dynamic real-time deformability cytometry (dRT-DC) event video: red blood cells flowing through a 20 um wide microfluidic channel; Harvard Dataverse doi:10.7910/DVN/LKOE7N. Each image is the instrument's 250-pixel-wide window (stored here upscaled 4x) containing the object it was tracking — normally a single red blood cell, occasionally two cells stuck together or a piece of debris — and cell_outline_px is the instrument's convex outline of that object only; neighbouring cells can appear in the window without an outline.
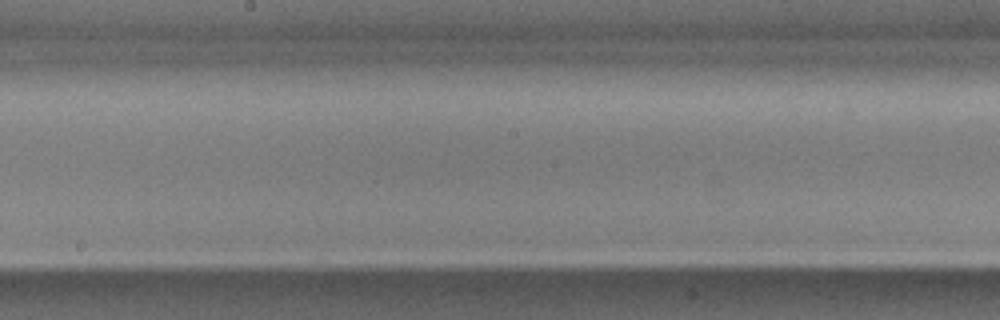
{"species": "common noctule bat (a hibernating species)", "species_latin": "Nyctalus noctula", "temperature_condition": "cold", "stored_images_in_passage": 6, "camera_frame_rate_fps": 3000, "um_per_image_px": 0.085, "animal": {"sex": "male", "body_mass_g": 17.9, "forearm_length_mm": 54.2}, "frame": {"image": 1, "passage_image": 6, "time_ms": 1.667, "image_size_px": [1000, 320], "cell_outline_px": [[900, 128], [876, 132], [816, 136], [792, 128], [792, 124], [840, 116], [896, 120]], "centroid_in_image_um": [71.86, 10.7], "position_along_channel_um": 176.3, "area_um2": 10.58}}